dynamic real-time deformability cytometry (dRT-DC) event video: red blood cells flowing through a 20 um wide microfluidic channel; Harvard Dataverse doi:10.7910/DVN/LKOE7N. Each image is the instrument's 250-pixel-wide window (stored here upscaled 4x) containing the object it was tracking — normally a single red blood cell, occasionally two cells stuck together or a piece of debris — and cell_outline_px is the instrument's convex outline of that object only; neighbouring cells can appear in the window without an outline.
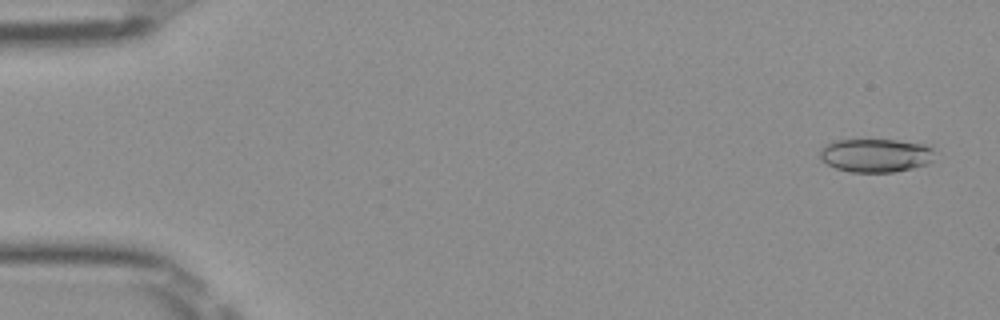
{"species": "Egyptian fruit bat (a non-hibernating species)", "species_latin": "Rousettus aegyptiacus", "temperature_condition": "room temperature", "stored_images_in_passage": 50, "camera_frame_rate_fps": 3000, "um_per_image_px": 0.085, "frame": {"image": 1, "passage_image": 2, "time_ms": 0.333, "image_size_px": [1000, 320], "cell_outline_px": [[932, 160], [928, 164], [896, 172], [848, 172], [836, 168], [820, 160], [820, 148], [824, 144], [836, 140], [896, 140], [924, 144], [932, 148]], "centroid_in_image_um": [74.39, 13.21], "position_along_channel_um": 10.6, "area_um2": 22.48}}
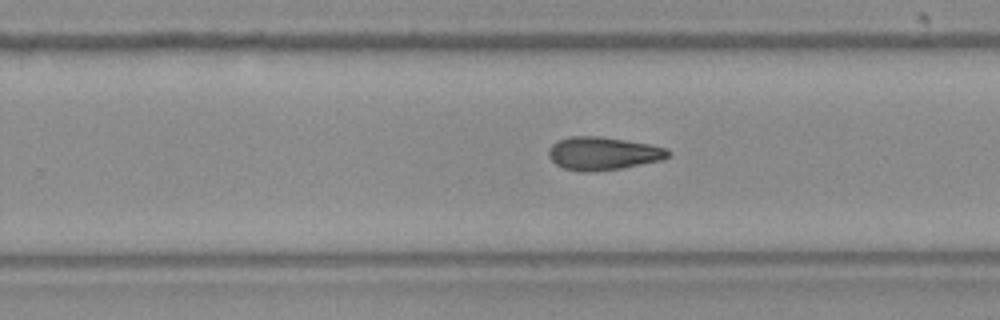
{"frame": {"image": 2, "passage_image": 32, "time_ms": 10.333, "image_size_px": [1000, 320], "cell_outline_px": [[672, 152], [664, 160], [620, 168], [592, 172], [580, 172], [564, 168], [556, 164], [548, 156], [548, 148], [552, 144], [568, 136], [600, 136], [648, 144], [668, 148]], "centroid_in_image_um": [51.26, 13.04], "position_along_channel_um": 278.5, "area_um2": 23.12}}
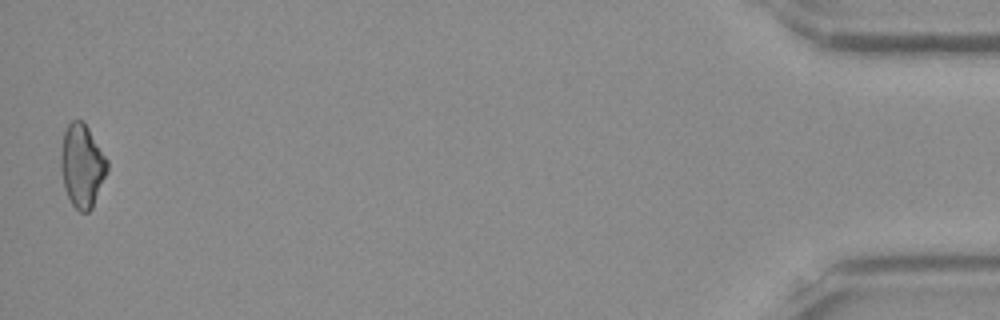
{"frame": {"image": 3, "passage_image": 50, "time_ms": 16.333, "image_size_px": [1000, 320], "cell_outline_px": [[108, 172], [92, 208], [88, 212], [80, 212], [72, 204], [64, 188], [60, 168], [60, 152], [64, 132], [68, 124], [72, 120], [84, 120], [108, 160]], "centroid_in_image_um": [6.98, 14.07], "position_along_channel_um": 428.2, "area_um2": 22.77}}